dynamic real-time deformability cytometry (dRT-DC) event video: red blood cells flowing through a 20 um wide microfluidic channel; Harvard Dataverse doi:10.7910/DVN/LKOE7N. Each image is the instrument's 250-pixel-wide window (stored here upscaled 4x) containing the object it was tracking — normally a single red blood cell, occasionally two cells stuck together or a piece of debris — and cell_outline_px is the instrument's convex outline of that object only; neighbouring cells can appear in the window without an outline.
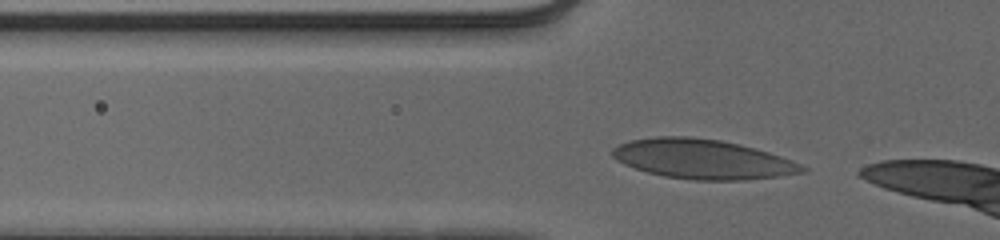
{"species": "human", "species_latin": "Homo sapiens", "temperature_condition": "cold", "stored_images_in_passage": 6, "camera_frame_rate_fps": 3000, "um_per_image_px": 0.085, "donor": {"sex": "male"}, "frame": {"image": 1, "passage_image": 2, "time_ms": 0.333, "image_size_px": [1000, 240], "cell_outline_px": [[808, 168], [804, 172], [776, 176], [744, 180], [692, 180], [664, 176], [648, 172], [624, 164], [616, 160], [612, 156], [612, 148], [620, 144], [632, 140], [656, 136], [688, 136], [720, 140], [740, 144], [768, 152], [780, 156], [800, 164]], "centroid_in_image_um": [59.69, 13.52], "position_along_channel_um": 66.1, "area_um2": 43.52}}
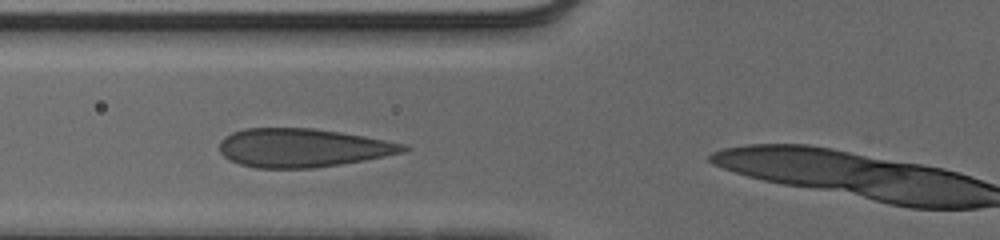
{"frame": {"image": 2, "passage_image": 5, "time_ms": 1.333, "image_size_px": [1000, 240], "cell_outline_px": [[412, 148], [404, 152], [364, 160], [340, 164], [312, 168], [256, 168], [240, 164], [224, 156], [220, 152], [220, 140], [224, 136], [232, 132], [244, 128], [312, 128], [340, 132], [364, 136], [404, 144]], "centroid_in_image_um": [25.7, 12.56], "position_along_channel_um": 100.1, "area_um2": 41.21}}